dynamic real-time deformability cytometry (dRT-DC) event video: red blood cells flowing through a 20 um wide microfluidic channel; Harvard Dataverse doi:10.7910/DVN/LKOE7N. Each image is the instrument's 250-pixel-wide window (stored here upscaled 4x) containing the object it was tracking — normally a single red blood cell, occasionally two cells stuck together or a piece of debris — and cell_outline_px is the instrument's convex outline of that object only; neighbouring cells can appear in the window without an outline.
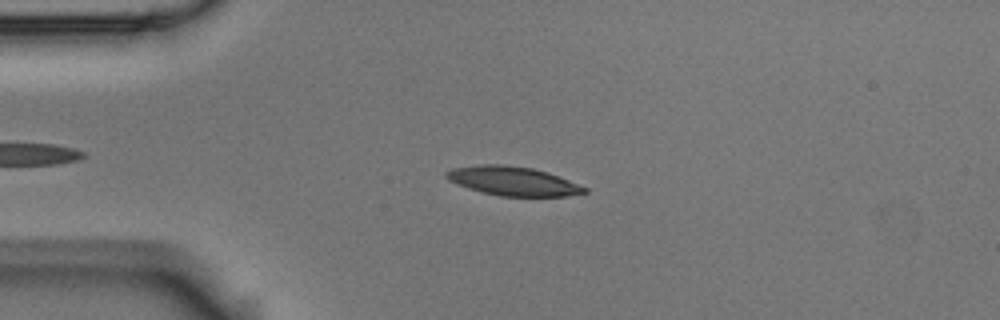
{"species": "Egyptian fruit bat (a non-hibernating species)", "species_latin": "Rousettus aegyptiacus", "temperature_condition": "room temperature", "stored_images_in_passage": 9, "camera_frame_rate_fps": 3000, "um_per_image_px": 0.085, "animal": {"sex": "male"}, "frame": {"image": 1, "passage_image": 4, "time_ms": 1.0, "image_size_px": [1000, 320], "cell_outline_px": [[588, 192], [568, 196], [500, 196], [480, 192], [468, 188], [448, 180], [444, 176], [444, 172], [452, 168], [480, 164], [500, 164], [532, 168], [548, 172], [588, 188]], "centroid_in_image_um": [43.57, 15.39], "position_along_channel_um": 41.4, "area_um2": 23.41}}
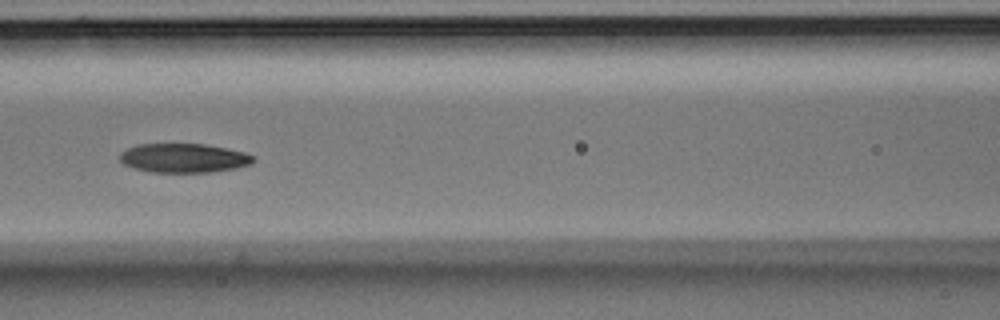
{"frame": {"image": 2, "passage_image": 7, "time_ms": 2.0, "image_size_px": [1000, 320], "cell_outline_px": [[256, 160], [252, 164], [236, 168], [212, 172], [152, 172], [136, 168], [124, 164], [120, 160], [120, 152], [136, 144], [204, 144], [228, 148], [244, 152], [256, 156]], "centroid_in_image_um": [15.67, 13.43], "position_along_channel_um": 150.9, "area_um2": 22.77}}
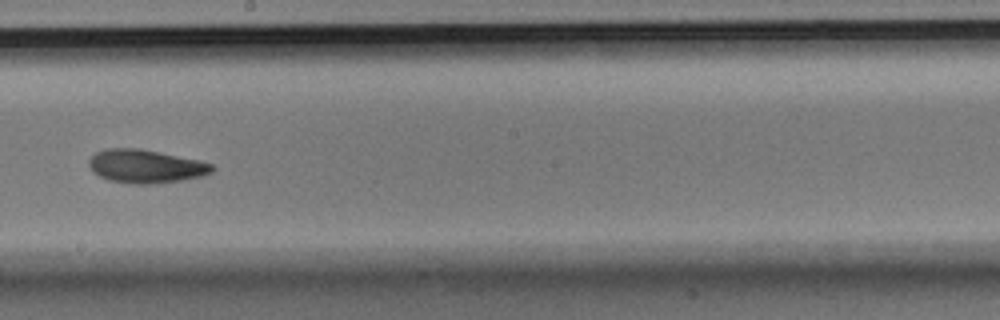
{"frame": {"image": 3, "passage_image": 9, "time_ms": 2.667, "image_size_px": [1000, 320], "cell_outline_px": [[216, 168], [212, 172], [200, 176], [180, 180], [156, 184], [132, 184], [108, 180], [92, 172], [88, 164], [88, 160], [96, 152], [108, 148], [140, 148], [200, 160], [212, 164]], "centroid_in_image_um": [12.37, 14.13], "position_along_channel_um": 235.8, "area_um2": 24.1}}